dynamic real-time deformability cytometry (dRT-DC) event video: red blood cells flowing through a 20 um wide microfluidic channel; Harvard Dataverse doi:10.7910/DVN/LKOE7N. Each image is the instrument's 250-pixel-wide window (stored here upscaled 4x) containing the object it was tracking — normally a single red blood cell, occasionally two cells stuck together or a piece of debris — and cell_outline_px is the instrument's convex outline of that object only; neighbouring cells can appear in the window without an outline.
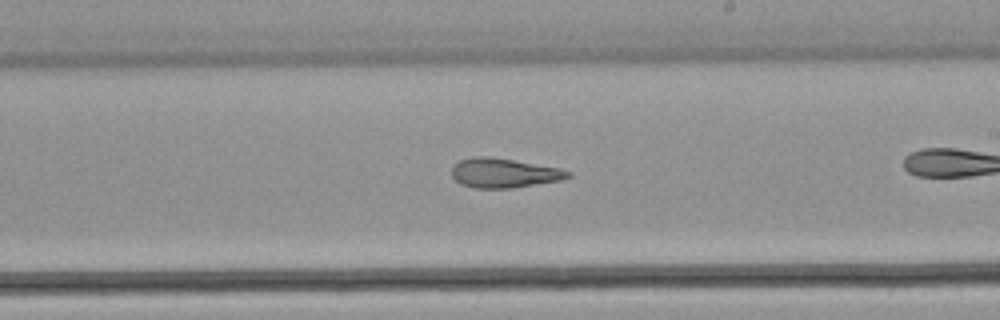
{"species": "common noctule bat (a hibernating species)", "species_latin": "Nyctalus noctula", "temperature_condition": "warm", "stored_images_in_passage": 37, "camera_frame_rate_fps": 3000, "um_per_image_px": 0.085, "animal": {"sex": "male", "body_mass_g": 21.5, "forearm_length_mm": 52.0}, "frame": {"image": 1, "passage_image": 27, "time_ms": 8.667, "image_size_px": [1000, 320], "cell_outline_px": [[572, 176], [560, 180], [512, 188], [476, 188], [460, 184], [452, 176], [452, 168], [460, 160], [472, 156], [488, 156], [560, 168], [572, 172]], "centroid_in_image_um": [42.83, 14.7], "position_along_channel_um": 246.2, "area_um2": 19.83}}